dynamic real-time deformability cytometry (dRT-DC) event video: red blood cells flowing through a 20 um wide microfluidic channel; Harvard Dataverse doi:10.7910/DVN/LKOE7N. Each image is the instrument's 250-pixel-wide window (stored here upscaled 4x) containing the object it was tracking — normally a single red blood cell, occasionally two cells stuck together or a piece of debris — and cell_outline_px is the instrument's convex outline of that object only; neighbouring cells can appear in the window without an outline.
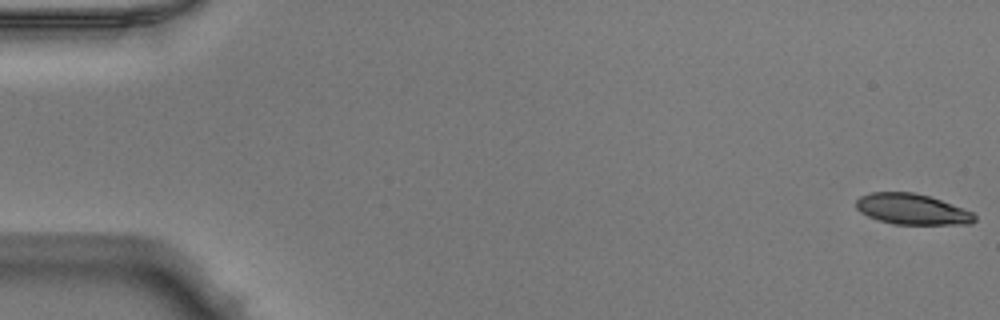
{"species": "Egyptian fruit bat (a non-hibernating species)", "species_latin": "Rousettus aegyptiacus", "temperature_condition": "warm", "stored_images_in_passage": 51, "camera_frame_rate_fps": 3000, "um_per_image_px": 0.085, "animal": {"sex": "male"}, "frame": {"image": 1, "passage_image": 1, "time_ms": 0.0, "image_size_px": [1000, 320], "cell_outline_px": [[976, 220], [972, 224], [892, 224], [868, 216], [860, 212], [856, 208], [856, 200], [860, 196], [872, 192], [912, 192], [928, 196], [940, 200], [972, 212], [976, 216]], "centroid_in_image_um": [77.51, 17.78], "position_along_channel_um": 7.5, "area_um2": 21.04}}
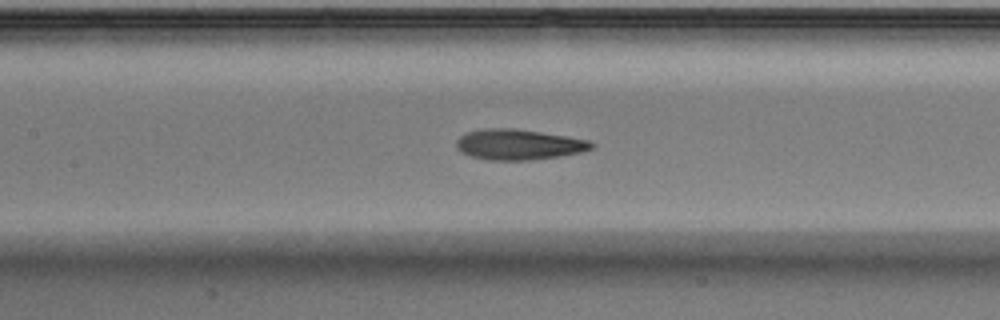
{"frame": {"image": 2, "passage_image": 24, "time_ms": 7.667, "image_size_px": [1000, 320], "cell_outline_px": [[596, 144], [592, 148], [580, 152], [560, 156], [528, 160], [488, 160], [472, 156], [460, 152], [456, 148], [456, 140], [460, 136], [468, 132], [484, 128], [512, 128], [568, 136], [588, 140]], "centroid_in_image_um": [44.07, 12.28], "position_along_channel_um": 163.3, "area_um2": 23.99}}
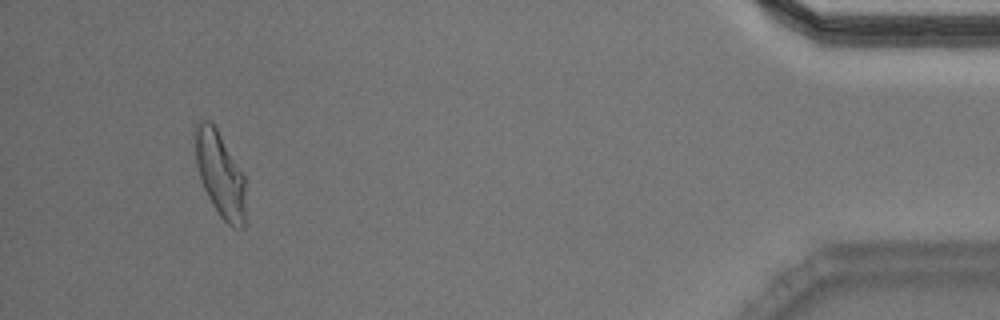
{"frame": {"image": 3, "passage_image": 48, "time_ms": 15.667, "image_size_px": [1000, 320], "cell_outline_px": [[244, 228], [232, 228], [220, 216], [212, 204], [200, 180], [196, 164], [196, 124], [200, 120], [208, 120], [216, 128], [244, 176]], "centroid_in_image_um": [18.7, 14.85], "position_along_channel_um": 416.5, "area_um2": 24.39}, "authors_computed_cell_mechanics": {"area_um2": 23.8136, "velocity_mm_per_s": 4.0019, "shape_relaxation_time_tau1_ms": 3.548, "shape_relaxation_time_tau2_ms": 2.0322, "deformation_change_tau1": 0.1571, "deformation_change_tau2": 0.1097}}